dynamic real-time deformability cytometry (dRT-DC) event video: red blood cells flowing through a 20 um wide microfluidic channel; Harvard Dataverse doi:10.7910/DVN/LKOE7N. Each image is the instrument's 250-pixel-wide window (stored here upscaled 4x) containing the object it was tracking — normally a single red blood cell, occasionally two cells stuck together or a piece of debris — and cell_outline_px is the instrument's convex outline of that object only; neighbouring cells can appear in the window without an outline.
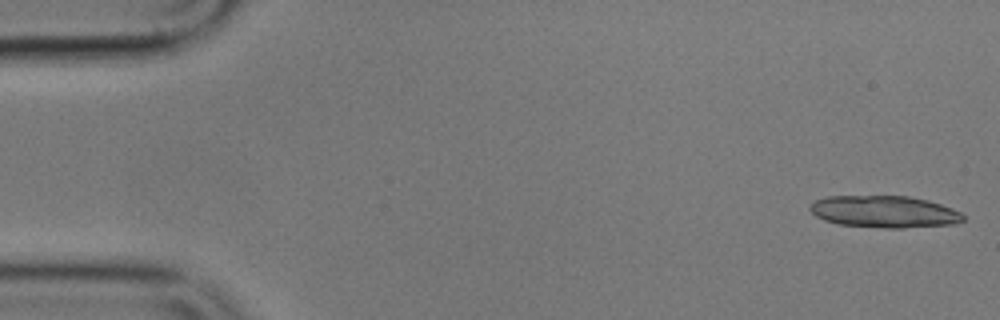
{"species": "common noctule bat (a hibernating species)", "species_latin": "Nyctalus noctula", "temperature_condition": "cold", "stored_images_in_passage": 41, "segment_of_instrument_passage": [1, 2], "camera_frame_rate_fps": 3000, "um_per_image_px": 0.085, "animal": {"sex": "male", "body_mass_g": 17.9}, "frame": {"image": 1, "passage_image": 1, "time_ms": 0.0, "image_size_px": [1000, 320], "cell_outline_px": [[964, 220], [956, 224], [904, 228], [884, 228], [836, 224], [824, 220], [816, 216], [808, 208], [808, 204], [816, 200], [828, 196], [908, 196], [928, 200], [952, 208], [960, 212], [964, 216]], "centroid_in_image_um": [75.16, 18.0], "position_along_channel_um": 9.8, "area_um2": 28.73}}